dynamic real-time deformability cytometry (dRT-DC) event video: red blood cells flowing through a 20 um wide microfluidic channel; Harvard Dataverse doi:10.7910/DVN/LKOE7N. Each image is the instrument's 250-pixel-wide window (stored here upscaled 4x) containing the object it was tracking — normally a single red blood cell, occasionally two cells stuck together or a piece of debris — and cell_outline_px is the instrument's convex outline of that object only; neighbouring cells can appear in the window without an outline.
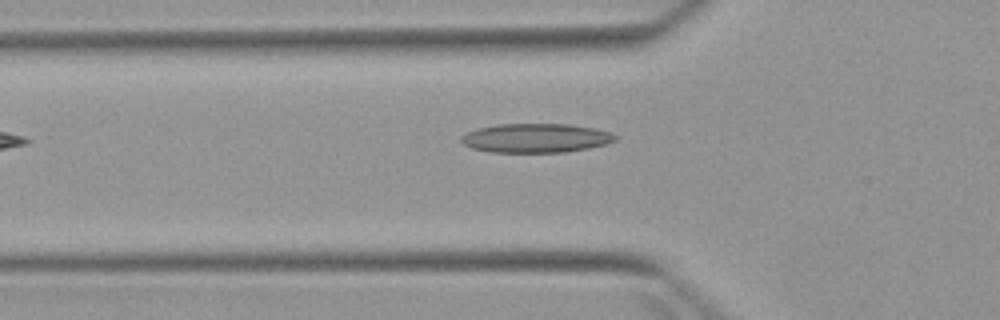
{"species": "Egyptian fruit bat (a non-hibernating species)", "species_latin": "Rousettus aegyptiacus", "temperature_condition": "warm", "stored_images_in_passage": 2, "camera_frame_rate_fps": 3000, "um_per_image_px": 0.085, "animal": {"sex": "female"}, "frame": {"image": 1, "passage_image": 2, "time_ms": 1.333, "image_size_px": [1000, 320], "cell_outline_px": [[620, 136], [616, 140], [604, 144], [588, 148], [564, 152], [488, 152], [472, 148], [464, 144], [460, 140], [460, 136], [476, 128], [496, 124], [568, 124], [592, 128], [608, 132]], "centroid_in_image_um": [45.5, 11.73], "position_along_channel_um": 80.3, "area_um2": 26.07}}